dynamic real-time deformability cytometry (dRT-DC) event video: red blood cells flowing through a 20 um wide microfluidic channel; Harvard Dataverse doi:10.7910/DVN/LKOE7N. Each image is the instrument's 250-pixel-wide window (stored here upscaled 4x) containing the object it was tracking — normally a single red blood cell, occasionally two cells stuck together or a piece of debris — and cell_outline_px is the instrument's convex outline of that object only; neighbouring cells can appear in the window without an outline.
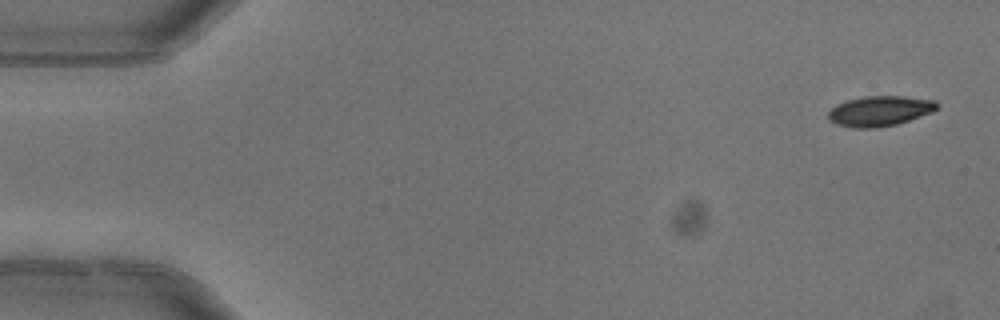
{"species": "common noctule bat (a hibernating species)", "species_latin": "Nyctalus noctula", "temperature_condition": "warm", "stored_images_in_passage": 4, "camera_frame_rate_fps": 3000, "um_per_image_px": 0.085, "animal": {"sex": "female"}, "frame": {"image": 1, "passage_image": 1, "time_ms": 0.0, "image_size_px": [1000, 320], "cell_outline_px": [[940, 104], [932, 112], [896, 124], [876, 128], [856, 128], [836, 124], [828, 120], [828, 112], [836, 104], [848, 100], [864, 96], [904, 96], [936, 100]], "centroid_in_image_um": [74.78, 9.43], "position_along_channel_um": 10.2, "area_um2": 19.13}}
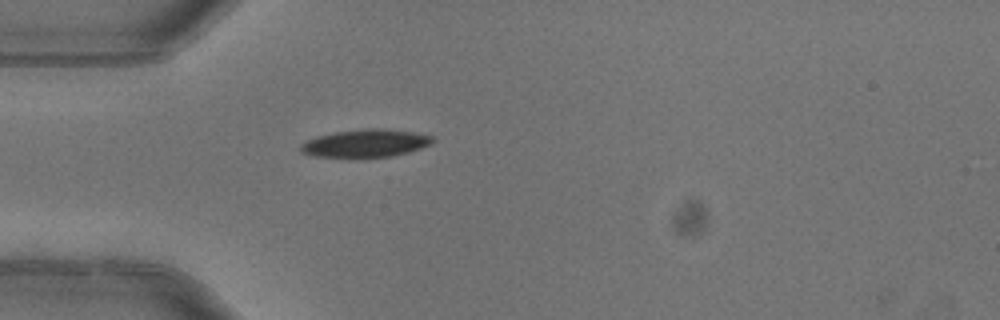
{"frame": {"image": 2, "passage_image": 4, "time_ms": 1.0, "image_size_px": [1000, 320], "cell_outline_px": [[436, 140], [432, 144], [408, 152], [392, 156], [356, 160], [352, 160], [312, 156], [300, 152], [300, 144], [316, 136], [336, 132], [368, 128], [380, 128], [412, 132], [432, 136]], "centroid_in_image_um": [31.02, 12.23], "position_along_channel_um": 54.0, "area_um2": 22.2}}